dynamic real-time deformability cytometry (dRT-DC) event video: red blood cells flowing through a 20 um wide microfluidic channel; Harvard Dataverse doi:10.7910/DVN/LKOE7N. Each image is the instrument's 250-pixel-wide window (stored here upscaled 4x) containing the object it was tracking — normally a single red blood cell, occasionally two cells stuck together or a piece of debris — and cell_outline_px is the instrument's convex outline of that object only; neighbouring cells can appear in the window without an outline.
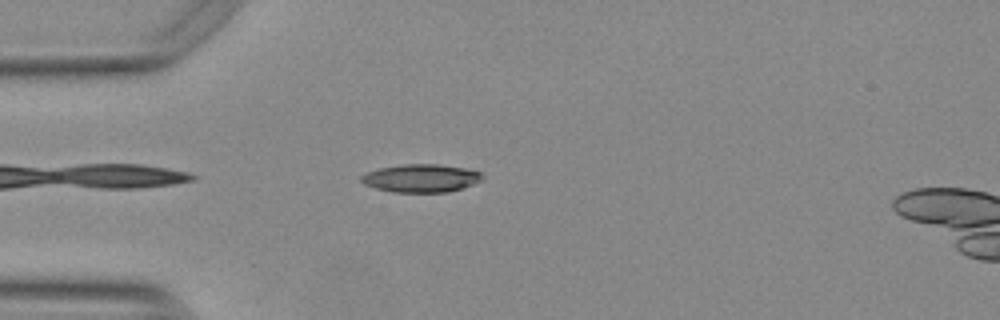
{"species": "Egyptian fruit bat (a non-hibernating species)", "species_latin": "Rousettus aegyptiacus", "temperature_condition": "warm", "stored_images_in_passage": 35, "camera_frame_rate_fps": 3000, "um_per_image_px": 0.085, "animal": {"sex": "female"}, "frame": {"image": 1, "passage_image": 2, "time_ms": 0.333, "image_size_px": [1000, 320], "cell_outline_px": [[484, 180], [448, 192], [392, 192], [376, 188], [364, 184], [360, 180], [360, 176], [368, 172], [380, 168], [404, 164], [440, 164], [464, 168], [480, 172], [484, 176]], "centroid_in_image_um": [35.79, 15.14], "position_along_channel_um": 49.2, "area_um2": 19.71}}
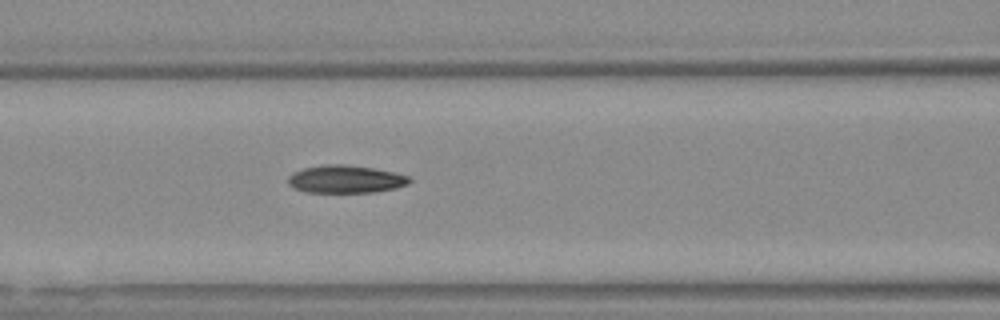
{"frame": {"image": 2, "passage_image": 10, "time_ms": 3.0, "image_size_px": [1000, 320], "cell_outline_px": [[412, 180], [408, 184], [396, 188], [372, 192], [308, 192], [292, 188], [288, 184], [288, 176], [292, 172], [304, 168], [328, 164], [344, 164], [372, 168], [392, 172], [408, 176]], "centroid_in_image_um": [29.34, 15.23], "position_along_channel_um": 137.3, "area_um2": 19.54}}
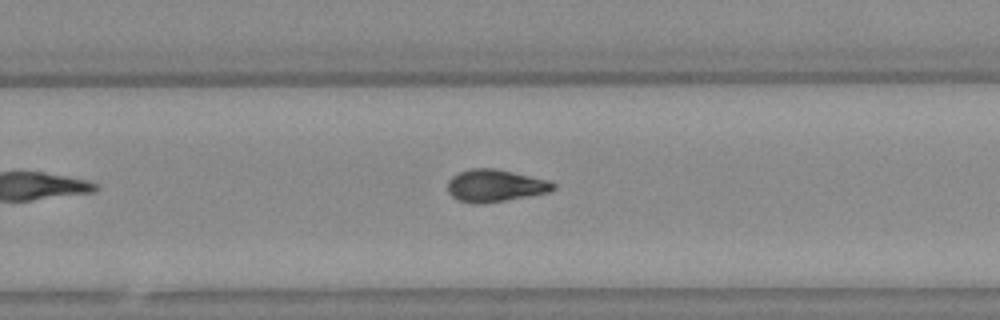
{"frame": {"image": 3, "passage_image": 22, "time_ms": 7.0, "image_size_px": [1000, 320], "cell_outline_px": [[556, 188], [548, 192], [504, 200], [476, 204], [472, 204], [456, 200], [448, 192], [448, 180], [452, 176], [468, 168], [496, 168], [548, 180], [556, 184]], "centroid_in_image_um": [42.05, 15.77], "position_along_channel_um": 287.8, "area_um2": 19.83}, "authors_computed_cell_mechanics": {"area_um2": 19.5364, "velocity_mm_per_s": 3.7794, "shape_relaxation_time_tau1_ms": null, "shape_relaxation_time_tau2_ms": 3.9369, "deformation_change_tau1": null, "deformation_change_tau2": 0.1274}}